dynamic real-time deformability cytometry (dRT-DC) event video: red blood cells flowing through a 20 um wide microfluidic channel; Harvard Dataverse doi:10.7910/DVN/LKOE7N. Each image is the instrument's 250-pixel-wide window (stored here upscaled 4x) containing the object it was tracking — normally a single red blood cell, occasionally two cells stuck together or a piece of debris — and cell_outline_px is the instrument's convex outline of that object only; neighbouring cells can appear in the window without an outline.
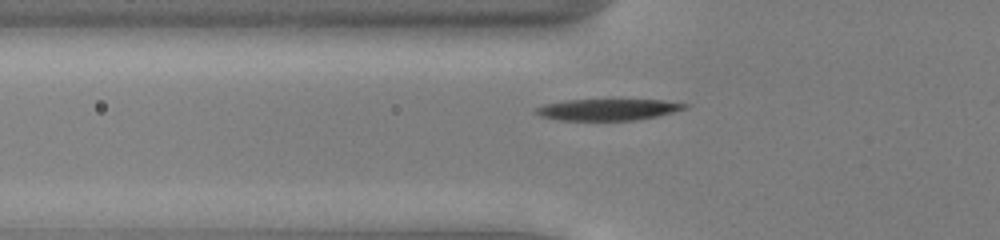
{"species": "common noctule bat (a hibernating species)", "species_latin": "Nyctalus noctula", "temperature_condition": "cold", "stored_images_in_passage": 49, "camera_frame_rate_fps": 3000, "um_per_image_px": 0.085, "animal": {"sex": "male", "body_mass_g": 13.0, "forearm_length_mm": 53.1}, "frame": {"image": 1, "passage_image": 15, "time_ms": 4.667, "image_size_px": [1000, 240], "cell_outline_px": [[688, 108], [656, 116], [636, 120], [560, 120], [540, 116], [532, 112], [536, 108], [544, 104], [564, 100], [660, 100], [688, 104]], "centroid_in_image_um": [51.61, 9.31], "position_along_channel_um": 74.2, "area_um2": 18.44}}
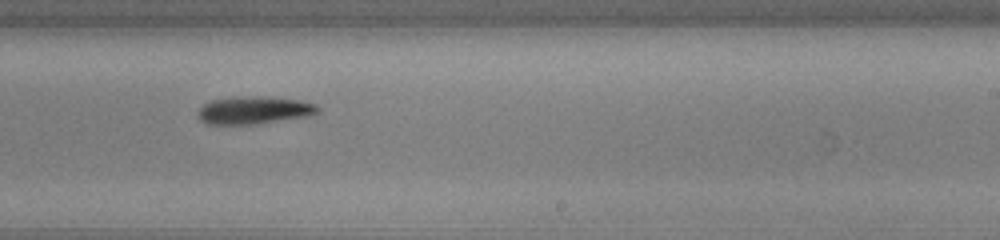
{"frame": {"image": 2, "passage_image": 30, "time_ms": 9.667, "image_size_px": [1000, 240], "cell_outline_px": [[320, 108], [316, 112], [308, 116], [256, 124], [208, 124], [200, 120], [200, 108], [204, 104], [212, 100], [232, 96], [256, 96], [300, 100], [316, 104]], "centroid_in_image_um": [21.6, 9.36], "position_along_channel_um": 267.4, "area_um2": 19.13}}
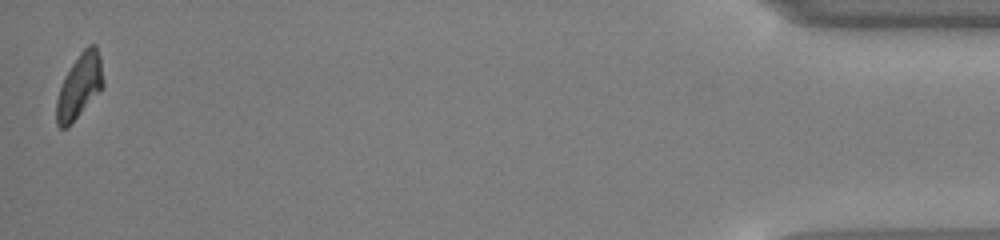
{"frame": {"image": 3, "passage_image": 49, "time_ms": 16.0, "image_size_px": [1000, 240], "cell_outline_px": [[104, 84], [68, 128], [60, 128], [56, 124], [56, 100], [64, 76], [80, 52], [88, 44], [96, 44], [100, 56], [104, 80]], "centroid_in_image_um": [6.74, 7.3], "position_along_channel_um": 428.5, "area_um2": 17.4}, "authors_computed_cell_mechanics": {"area_um2": 18.496, "velocity_mm_per_s": 3.8837, "shape_relaxation_time_tau1_ms": 1.1362, "shape_relaxation_time_tau2_ms": null, "deformation_change_tau1": 0.1225, "deformation_change_tau2": null}}